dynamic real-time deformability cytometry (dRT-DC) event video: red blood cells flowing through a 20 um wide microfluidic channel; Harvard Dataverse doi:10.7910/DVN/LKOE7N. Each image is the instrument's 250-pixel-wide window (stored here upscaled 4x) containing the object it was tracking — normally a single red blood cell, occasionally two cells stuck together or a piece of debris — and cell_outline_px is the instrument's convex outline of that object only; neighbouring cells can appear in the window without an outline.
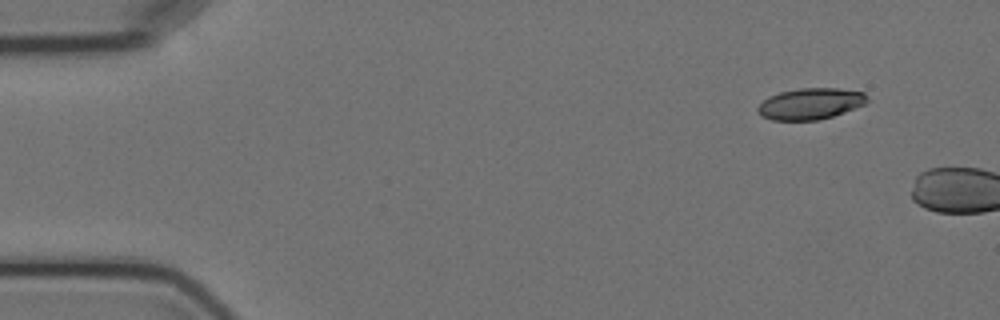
{"species": "Egyptian fruit bat (a non-hibernating species)", "species_latin": "Rousettus aegyptiacus", "temperature_condition": "cold", "stored_images_in_passage": 2, "camera_frame_rate_fps": 3000, "um_per_image_px": 0.085, "animal": {"sex": "female"}, "frame": {"image": 1, "passage_image": 1, "time_ms": 0.0, "image_size_px": [1000, 320], "cell_outline_px": [[868, 100], [864, 104], [844, 112], [832, 116], [816, 120], [772, 120], [760, 116], [756, 112], [756, 108], [768, 96], [780, 92], [800, 88], [840, 88], [864, 92], [868, 96]], "centroid_in_image_um": [68.86, 8.81], "position_along_channel_um": 16.1, "area_um2": 20.0}}